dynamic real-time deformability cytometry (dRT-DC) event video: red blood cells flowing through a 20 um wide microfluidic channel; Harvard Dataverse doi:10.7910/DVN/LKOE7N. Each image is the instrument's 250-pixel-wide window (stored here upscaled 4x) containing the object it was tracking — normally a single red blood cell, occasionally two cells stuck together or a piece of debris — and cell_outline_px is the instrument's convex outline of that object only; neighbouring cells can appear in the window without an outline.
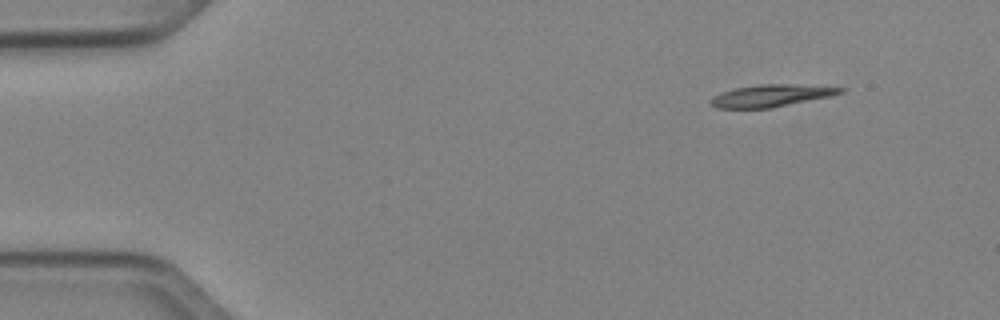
{"species": "Egyptian fruit bat (a non-hibernating species)", "species_latin": "Rousettus aegyptiacus", "temperature_condition": "cold", "stored_images_in_passage": 45, "camera_frame_rate_fps": 3000, "um_per_image_px": 0.085, "animal": {"sex": "female"}, "frame": {"image": 1, "passage_image": 1, "time_ms": 0.0, "image_size_px": [1000, 320], "cell_outline_px": [[848, 88], [844, 92], [832, 96], [768, 108], [716, 108], [712, 104], [712, 96], [720, 92], [736, 88], [760, 84], [788, 84]], "centroid_in_image_um": [65.57, 8.12], "position_along_channel_um": 19.4, "area_um2": 16.53}}
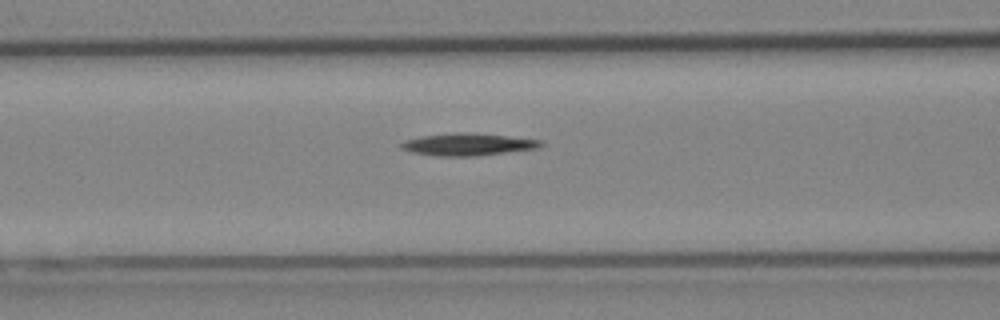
{"frame": {"image": 2, "passage_image": 16, "time_ms": 5.0, "image_size_px": [1000, 320], "cell_outline_px": [[544, 144], [540, 148], [476, 156], [436, 156], [412, 152], [400, 148], [400, 144], [404, 140], [420, 136], [460, 132], [504, 136], [544, 140]], "centroid_in_image_um": [39.77, 12.28], "position_along_channel_um": 126.8, "area_um2": 18.03}}
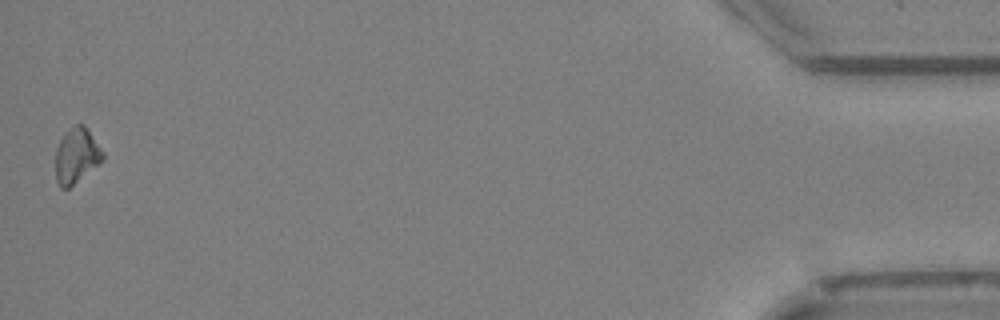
{"frame": {"image": 3, "passage_image": 45, "time_ms": 14.667, "image_size_px": [1000, 320], "cell_outline_px": [[104, 160], [68, 188], [60, 188], [56, 180], [56, 148], [64, 132], [76, 124], [84, 124], [104, 152]], "centroid_in_image_um": [6.5, 13.21], "position_along_channel_um": 428.7, "area_um2": 15.14}, "authors_computed_cell_mechanics": {"area_um2": 16.762, "velocity_mm_per_s": 4.0587, "shape_relaxation_time_tau1_ms": 3.3799, "shape_relaxation_time_tau2_ms": null, "deformation_change_tau1": 0.0925, "deformation_change_tau2": null}}